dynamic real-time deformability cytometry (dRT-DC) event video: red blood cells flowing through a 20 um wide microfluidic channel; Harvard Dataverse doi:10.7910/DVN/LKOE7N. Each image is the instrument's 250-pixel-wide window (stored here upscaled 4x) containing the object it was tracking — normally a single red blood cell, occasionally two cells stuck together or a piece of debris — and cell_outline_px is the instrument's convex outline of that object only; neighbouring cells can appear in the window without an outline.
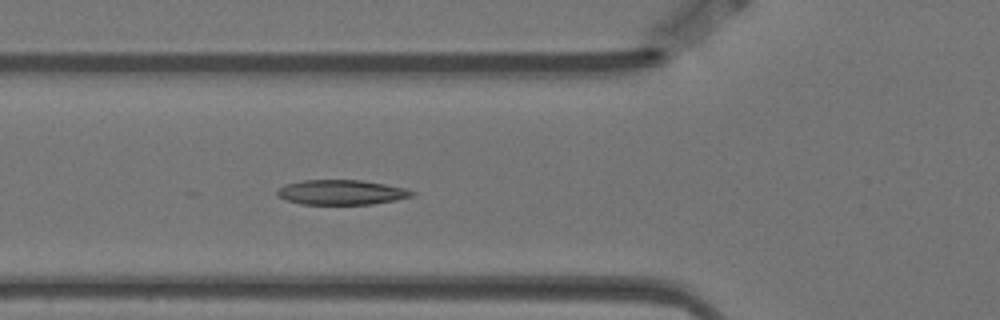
{"species": "Egyptian fruit bat (a non-hibernating species)", "species_latin": "Rousettus aegyptiacus", "temperature_condition": "warm", "stored_images_in_passage": 25, "camera_frame_rate_fps": 3000, "um_per_image_px": 0.085, "animal": {"sex": "female"}, "frame": {"image": 1, "passage_image": 20, "time_ms": 6.333, "image_size_px": [1000, 320], "cell_outline_px": [[416, 192], [412, 196], [396, 200], [372, 204], [300, 204], [288, 200], [280, 196], [276, 192], [284, 184], [300, 180], [360, 180], [384, 184], [404, 188]], "centroid_in_image_um": [29.02, 16.34], "position_along_channel_um": 96.8, "area_um2": 19.36}}
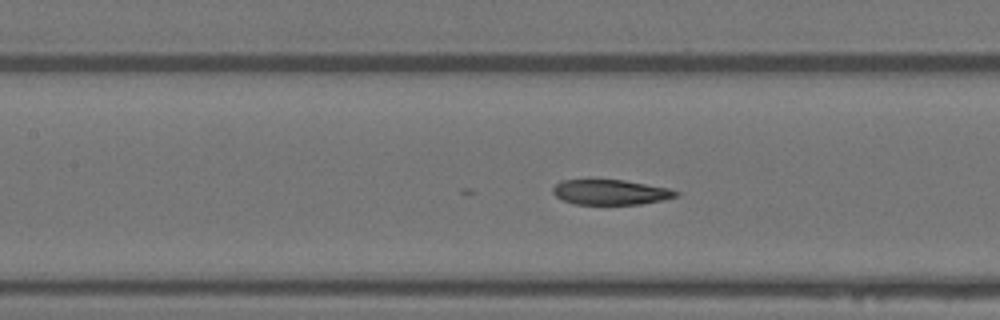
{"frame": {"image": 2, "passage_image": 25, "time_ms": 8.0, "image_size_px": [1000, 320], "cell_outline_px": [[680, 192], [676, 196], [664, 200], [640, 204], [576, 204], [564, 200], [556, 196], [552, 192], [552, 188], [560, 180], [624, 180], [668, 188]], "centroid_in_image_um": [51.89, 16.33], "position_along_channel_um": 155.5, "area_um2": 17.86}}